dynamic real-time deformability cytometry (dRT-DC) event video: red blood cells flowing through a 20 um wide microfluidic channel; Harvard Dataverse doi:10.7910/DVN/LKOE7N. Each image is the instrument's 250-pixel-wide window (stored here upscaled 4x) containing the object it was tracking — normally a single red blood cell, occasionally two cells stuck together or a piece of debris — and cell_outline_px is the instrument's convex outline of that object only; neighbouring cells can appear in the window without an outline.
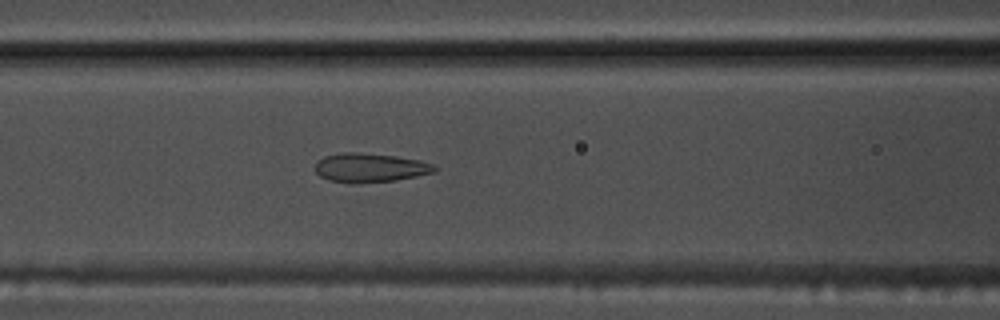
{"species": "common noctule bat (a hibernating species)", "species_latin": "Nyctalus noctula", "temperature_condition": "warm", "stored_images_in_passage": 52, "camera_frame_rate_fps": 3000, "um_per_image_px": 0.085, "animal": {"sex": "male", "body_mass_g": 17.5, "forearm_length_mm": 52.3}, "frame": {"image": 1, "passage_image": 21, "time_ms": 6.667, "image_size_px": [1000, 320], "cell_outline_px": [[436, 172], [396, 180], [356, 184], [328, 180], [320, 176], [316, 172], [316, 160], [324, 156], [344, 152], [356, 152], [396, 156], [420, 160], [436, 164]], "centroid_in_image_um": [31.46, 14.26], "position_along_channel_um": 135.1, "area_um2": 20.4}}
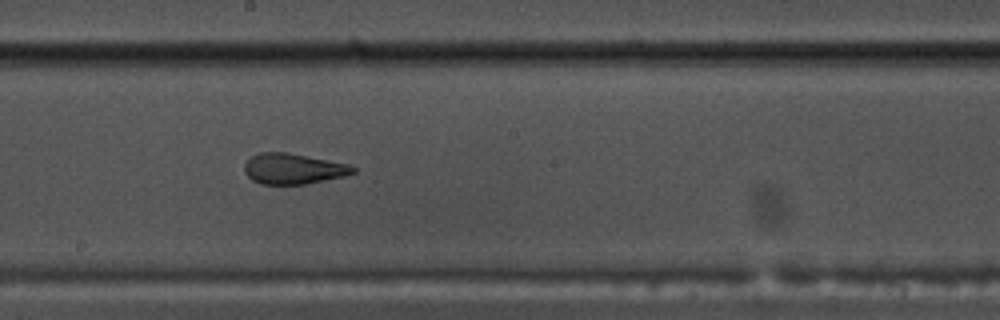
{"frame": {"image": 2, "passage_image": 28, "time_ms": 9.0, "image_size_px": [1000, 320], "cell_outline_px": [[356, 172], [344, 176], [304, 184], [260, 184], [252, 180], [244, 172], [244, 164], [252, 156], [260, 152], [288, 152], [348, 164], [356, 168]], "centroid_in_image_um": [24.91, 14.34], "position_along_channel_um": 223.3, "area_um2": 19.31}}
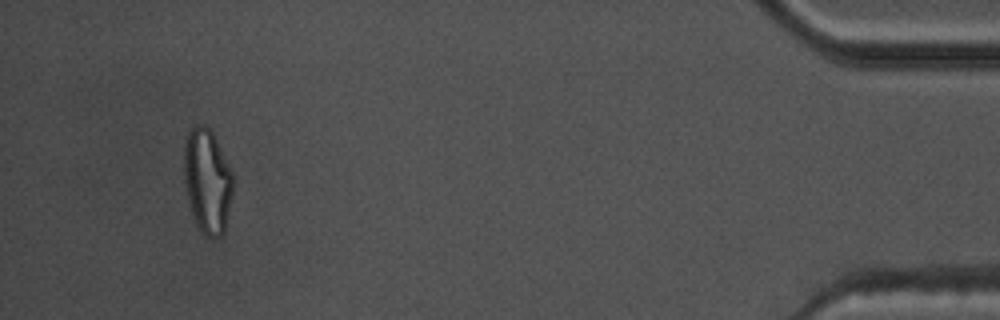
{"frame": {"image": 3, "passage_image": 49, "time_ms": 16.0, "image_size_px": [1000, 320], "cell_outline_px": [[232, 196], [224, 232], [216, 240], [212, 240], [204, 236], [200, 232], [196, 224], [188, 200], [184, 180], [184, 140], [188, 132], [196, 124], [204, 124], [212, 132], [232, 172]], "centroid_in_image_um": [17.61, 15.42], "position_along_channel_um": 417.6, "area_um2": 29.94}, "authors_computed_cell_mechanics": {"area_um2": 22.0218, "velocity_mm_per_s": 3.7899, "shape_relaxation_time_tau1_ms": 8.1392, "shape_relaxation_time_tau2_ms": 1.6442, "deformation_change_tau1": 0.2597, "deformation_change_tau2": 0.1146}}